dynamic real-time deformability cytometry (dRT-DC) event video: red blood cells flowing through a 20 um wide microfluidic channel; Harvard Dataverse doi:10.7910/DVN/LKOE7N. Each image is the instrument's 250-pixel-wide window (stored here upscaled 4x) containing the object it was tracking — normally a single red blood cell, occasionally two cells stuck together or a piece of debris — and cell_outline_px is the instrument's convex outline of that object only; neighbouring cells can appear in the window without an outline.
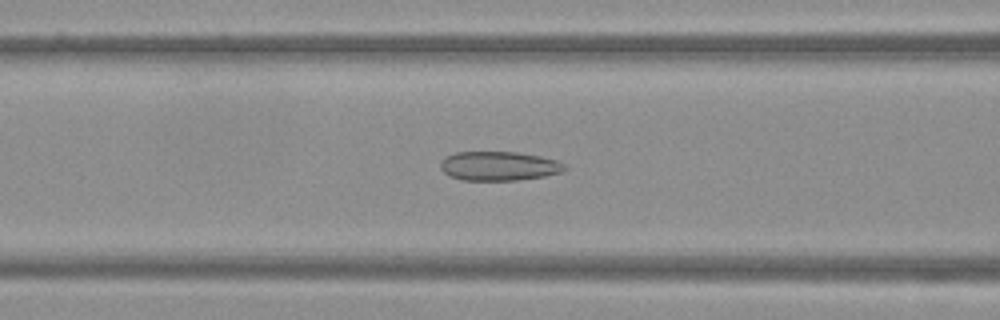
{"species": "Egyptian fruit bat (a non-hibernating species)", "species_latin": "Rousettus aegyptiacus", "temperature_condition": "warm", "stored_images_in_passage": 38, "camera_frame_rate_fps": 3000, "um_per_image_px": 0.085, "frame": {"image": 1, "passage_image": 16, "time_ms": 5.0, "image_size_px": [1000, 320], "cell_outline_px": [[568, 168], [564, 172], [544, 176], [516, 180], [460, 180], [448, 176], [440, 168], [440, 160], [444, 156], [456, 152], [520, 152], [540, 156], [556, 160], [564, 164]], "centroid_in_image_um": [42.39, 14.11], "position_along_channel_um": 124.2, "area_um2": 21.39}}
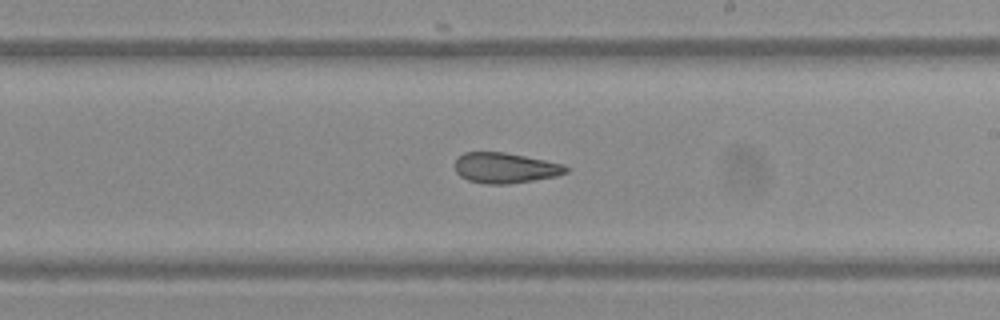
{"frame": {"image": 2, "passage_image": 25, "time_ms": 8.0, "image_size_px": [1000, 320], "cell_outline_px": [[572, 168], [568, 172], [556, 176], [508, 184], [484, 184], [468, 180], [460, 176], [456, 172], [456, 156], [464, 152], [504, 152], [564, 164]], "centroid_in_image_um": [42.95, 14.27], "position_along_channel_um": 246.1, "area_um2": 19.77}}
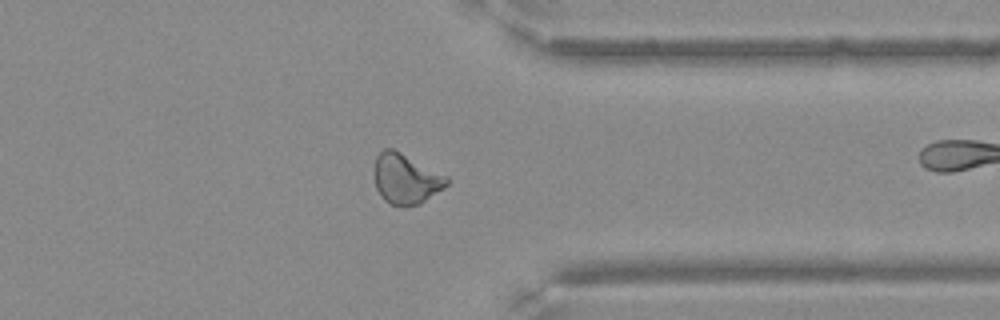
{"frame": {"image": 3, "passage_image": 35, "time_ms": 11.333, "image_size_px": [1000, 320], "cell_outline_px": [[448, 184], [444, 188], [420, 204], [404, 208], [388, 204], [380, 196], [376, 188], [376, 156], [384, 148], [392, 148], [448, 176]], "centroid_in_image_um": [34.51, 15.24], "position_along_channel_um": 376.9, "area_um2": 21.21}}